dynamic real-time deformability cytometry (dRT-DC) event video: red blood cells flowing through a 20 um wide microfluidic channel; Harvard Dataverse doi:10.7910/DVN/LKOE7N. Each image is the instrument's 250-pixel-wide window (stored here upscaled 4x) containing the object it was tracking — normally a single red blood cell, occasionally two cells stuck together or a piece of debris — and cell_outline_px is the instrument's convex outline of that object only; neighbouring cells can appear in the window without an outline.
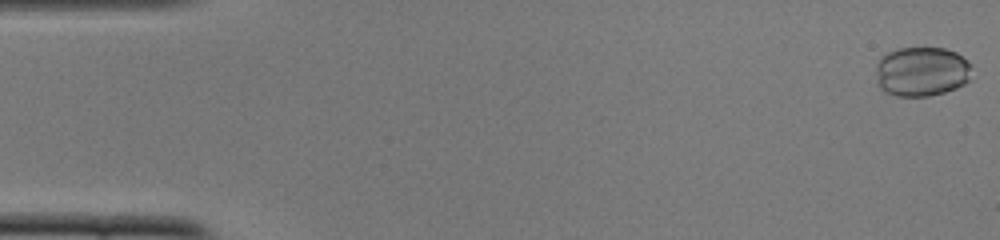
{"species": "common noctule bat (a hibernating species)", "species_latin": "Nyctalus noctula", "temperature_condition": "cold", "stored_images_in_passage": 51, "camera_frame_rate_fps": 3000, "um_per_image_px": 0.085, "animal": {"sex": "female", "body_mass_g": 22.0, "forearm_length_mm": 56.7}, "frame": {"image": 1, "passage_image": 1, "time_ms": 0.0, "image_size_px": [1000, 240], "cell_outline_px": [[972, 64], [968, 80], [964, 84], [956, 88], [944, 92], [928, 96], [896, 96], [884, 92], [876, 84], [876, 64], [880, 56], [896, 48], [944, 48], [956, 52], [968, 60]], "centroid_in_image_um": [78.31, 6.08], "position_along_channel_um": 6.7, "area_um2": 28.15}}
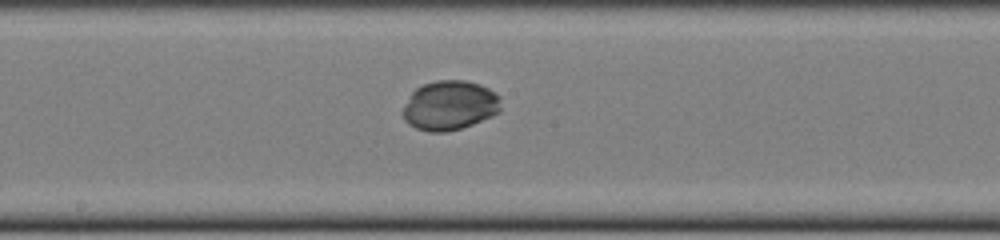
{"frame": {"image": 2, "passage_image": 27, "time_ms": 8.667, "image_size_px": [1000, 240], "cell_outline_px": [[500, 112], [492, 116], [472, 124], [460, 128], [444, 132], [428, 132], [416, 128], [408, 124], [404, 120], [404, 108], [412, 92], [416, 88], [424, 84], [436, 80], [464, 80], [480, 84], [488, 88], [500, 96]], "centroid_in_image_um": [38.24, 8.96], "position_along_channel_um": 210.0, "area_um2": 28.15}}
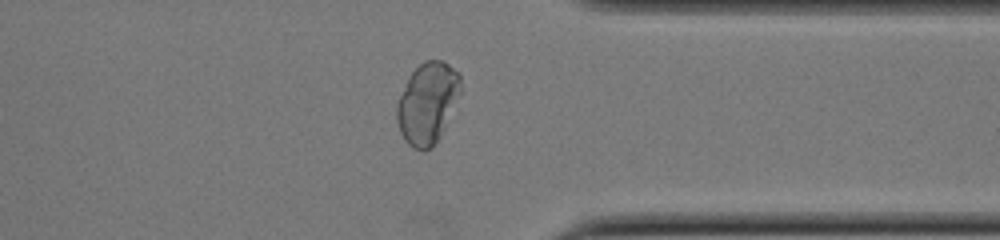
{"frame": {"image": 3, "passage_image": 40, "time_ms": 13.0, "image_size_px": [1000, 240], "cell_outline_px": [[460, 92], [444, 128], [440, 136], [432, 148], [424, 152], [412, 148], [404, 140], [400, 132], [396, 120], [396, 104], [408, 76], [424, 60], [444, 60], [460, 72]], "centroid_in_image_um": [36.31, 8.76], "position_along_channel_um": 375.1, "area_um2": 30.35}}